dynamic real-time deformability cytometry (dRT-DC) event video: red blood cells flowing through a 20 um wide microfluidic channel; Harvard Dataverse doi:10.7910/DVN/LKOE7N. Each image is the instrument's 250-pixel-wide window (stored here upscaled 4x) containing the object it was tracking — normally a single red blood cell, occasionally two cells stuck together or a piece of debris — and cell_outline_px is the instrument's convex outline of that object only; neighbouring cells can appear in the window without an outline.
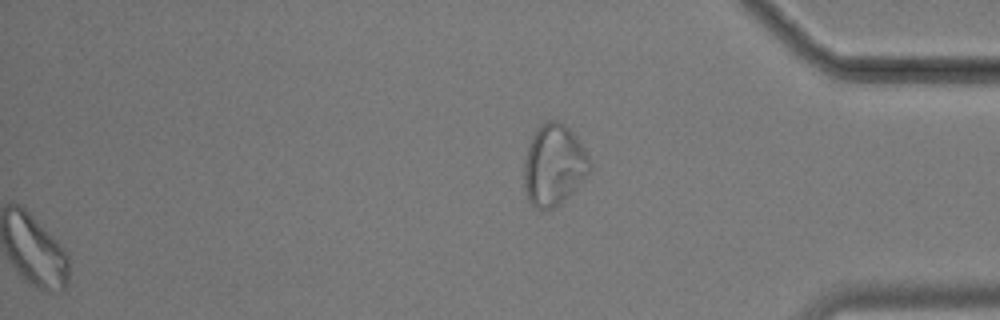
{"species": "common noctule bat (a hibernating species)", "species_latin": "Nyctalus noctula", "temperature_condition": "cold", "stored_images_in_passage": 57, "segment_of_instrument_passage": [2, 2], "camera_frame_rate_fps": 3000, "um_per_image_px": 0.085, "animal": {"sex": "male", "body_mass_g": 17.9}, "frame": {"image": 1, "passage_image": 57, "time_ms": 18.667, "image_size_px": [1000, 320], "cell_outline_px": [[592, 164], [588, 172], [552, 208], [544, 212], [540, 212], [528, 200], [524, 188], [524, 160], [528, 144], [536, 128], [544, 120], [556, 120], [564, 124], [576, 136], [584, 148]], "centroid_in_image_um": [47.01, 13.97], "position_along_channel_um": 388.2, "area_um2": 30.63}}